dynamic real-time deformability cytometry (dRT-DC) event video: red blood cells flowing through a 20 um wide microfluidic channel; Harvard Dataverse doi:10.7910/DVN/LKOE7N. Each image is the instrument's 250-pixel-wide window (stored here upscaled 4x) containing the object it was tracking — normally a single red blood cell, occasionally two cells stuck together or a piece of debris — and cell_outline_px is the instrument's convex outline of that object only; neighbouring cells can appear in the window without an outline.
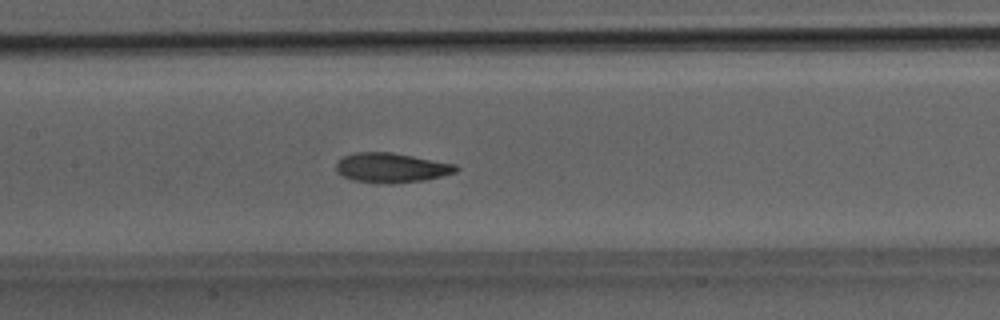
{"species": "Egyptian fruit bat (a non-hibernating species)", "species_latin": "Rousettus aegyptiacus", "temperature_condition": "room temperature", "stored_images_in_passage": 38, "camera_frame_rate_fps": 3000, "um_per_image_px": 0.085, "animal": {"sex": "male"}, "frame": {"image": 1, "passage_image": 18, "time_ms": 5.667, "image_size_px": [1000, 320], "cell_outline_px": [[460, 168], [456, 172], [424, 180], [392, 184], [388, 184], [352, 180], [336, 172], [336, 164], [344, 156], [356, 152], [392, 152], [456, 164]], "centroid_in_image_um": [33.27, 14.26], "position_along_channel_um": 174.1, "area_um2": 20.69}}
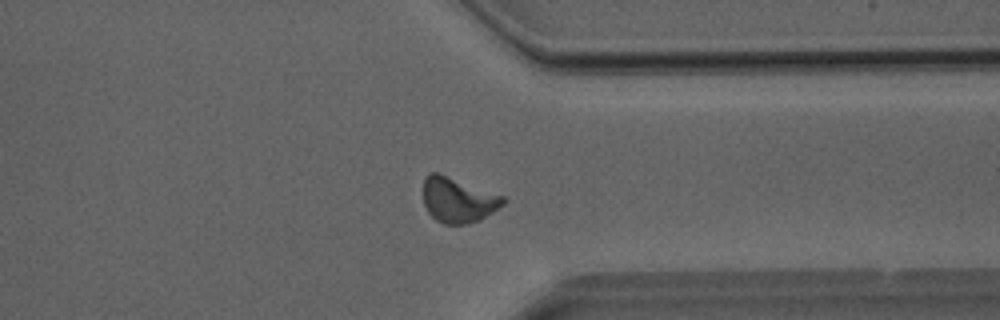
{"frame": {"image": 2, "passage_image": 29, "time_ms": 9.333, "image_size_px": [1000, 320], "cell_outline_px": [[508, 200], [504, 204], [480, 220], [468, 224], [444, 224], [436, 220], [428, 212], [424, 204], [424, 180], [432, 172], [440, 172], [504, 196]], "centroid_in_image_um": [38.95, 16.99], "position_along_channel_um": 372.4, "area_um2": 21.1}}
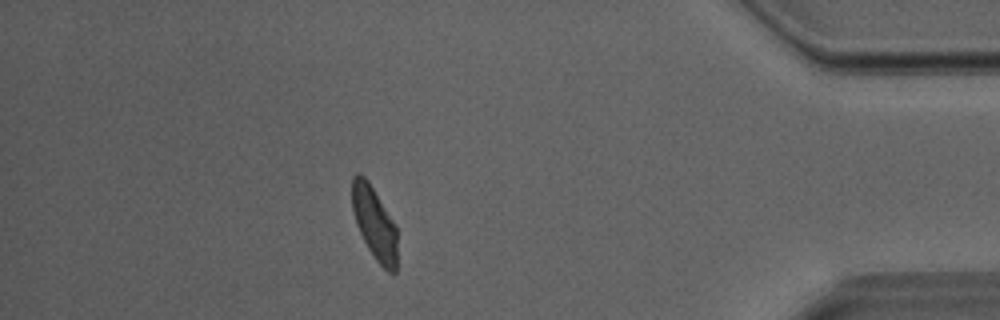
{"frame": {"image": 3, "passage_image": 33, "time_ms": 10.667, "image_size_px": [1000, 320], "cell_outline_px": [[396, 272], [388, 272], [376, 260], [368, 248], [356, 224], [352, 208], [352, 176], [356, 172], [360, 172], [368, 180], [396, 224]], "centroid_in_image_um": [31.81, 18.92], "position_along_channel_um": 403.4, "area_um2": 19.13}}